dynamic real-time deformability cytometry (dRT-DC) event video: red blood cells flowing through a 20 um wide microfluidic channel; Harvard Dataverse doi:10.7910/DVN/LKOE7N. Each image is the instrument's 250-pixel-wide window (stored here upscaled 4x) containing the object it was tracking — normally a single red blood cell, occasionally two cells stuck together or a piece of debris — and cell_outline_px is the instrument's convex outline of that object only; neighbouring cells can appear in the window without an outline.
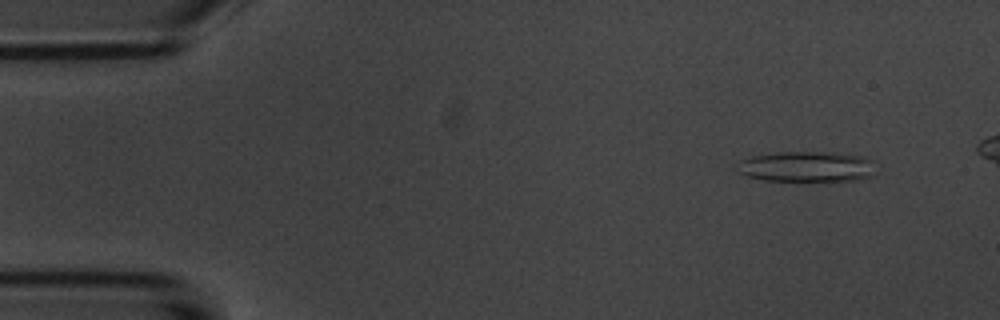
{"species": "common noctule bat (a hibernating species)", "species_latin": "Nyctalus noctula", "temperature_condition": "room temperature", "stored_images_in_passage": 6, "camera_frame_rate_fps": 3000, "um_per_image_px": 0.085, "animal": {"sex": "male", "body_mass_g": 20.1, "forearm_length_mm": 53.5}, "frame": {"image": 1, "passage_image": 2, "time_ms": 1.0, "image_size_px": [1000, 320], "cell_outline_px": [[872, 176], [856, 180], [764, 180], [748, 176], [736, 172], [732, 164], [740, 160], [752, 156], [776, 152], [832, 152], [864, 156], [872, 160]], "centroid_in_image_um": [68.47, 14.15], "position_along_channel_um": 16.5, "area_um2": 24.74}}